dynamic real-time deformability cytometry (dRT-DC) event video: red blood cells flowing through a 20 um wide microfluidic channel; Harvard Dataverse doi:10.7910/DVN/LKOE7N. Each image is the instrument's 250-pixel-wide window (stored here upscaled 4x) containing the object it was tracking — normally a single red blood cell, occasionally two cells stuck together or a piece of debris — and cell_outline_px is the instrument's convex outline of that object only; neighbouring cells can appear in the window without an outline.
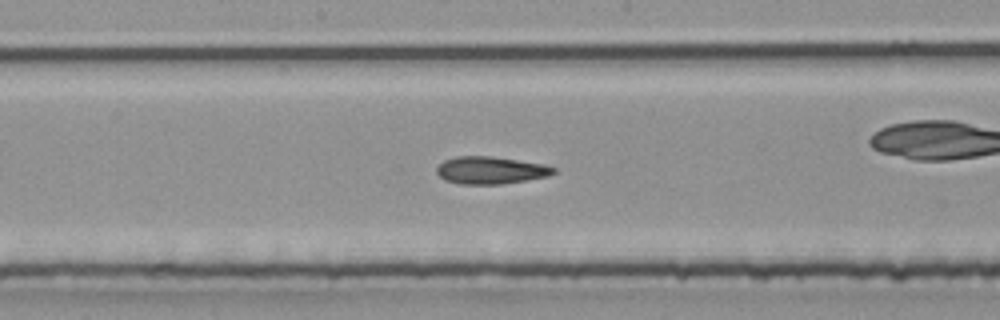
{"species": "common noctule bat (a hibernating species)", "species_latin": "Nyctalus noctula", "temperature_condition": "room temperature", "stored_images_in_passage": 28, "camera_frame_rate_fps": 3000, "um_per_image_px": 0.085, "animal": {"sex": "male", "body_mass_g": 20.4}, "frame": {"image": 1, "passage_image": 13, "time_ms": 4.0, "image_size_px": [1000, 320], "cell_outline_px": [[556, 172], [548, 176], [500, 184], [460, 184], [444, 180], [436, 172], [436, 168], [444, 160], [456, 156], [492, 156], [544, 164], [556, 168]], "centroid_in_image_um": [41.68, 14.46], "position_along_channel_um": 206.5, "area_um2": 18.61}}